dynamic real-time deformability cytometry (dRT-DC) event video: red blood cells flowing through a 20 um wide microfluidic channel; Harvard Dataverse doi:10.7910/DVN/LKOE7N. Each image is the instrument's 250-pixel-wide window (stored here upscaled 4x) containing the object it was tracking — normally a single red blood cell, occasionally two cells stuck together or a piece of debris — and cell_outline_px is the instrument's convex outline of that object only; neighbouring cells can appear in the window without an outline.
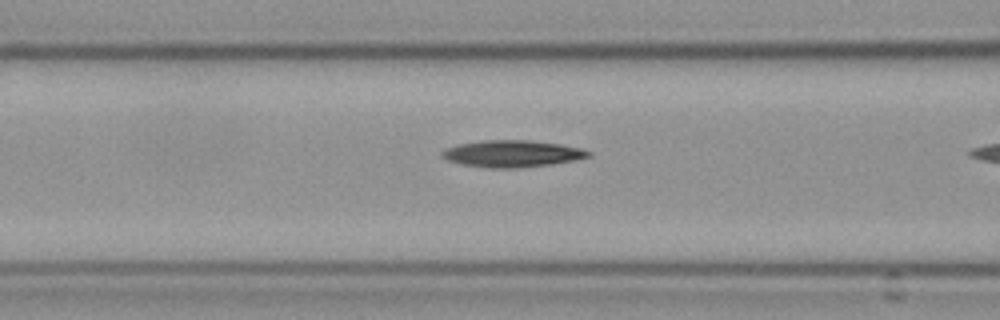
{"species": "Egyptian fruit bat (a non-hibernating species)", "species_latin": "Rousettus aegyptiacus", "temperature_condition": "cold", "stored_images_in_passage": 5, "camera_frame_rate_fps": 3000, "um_per_image_px": 0.085, "frame": {"image": 1, "passage_image": 3, "time_ms": 0.667, "image_size_px": [1000, 320], "cell_outline_px": [[592, 156], [576, 160], [552, 164], [516, 168], [488, 168], [460, 164], [448, 160], [440, 156], [440, 152], [444, 148], [456, 144], [484, 140], [532, 140], [560, 144], [580, 148], [592, 152]], "centroid_in_image_um": [43.51, 13.06], "position_along_channel_um": 123.1, "area_um2": 23.18}}